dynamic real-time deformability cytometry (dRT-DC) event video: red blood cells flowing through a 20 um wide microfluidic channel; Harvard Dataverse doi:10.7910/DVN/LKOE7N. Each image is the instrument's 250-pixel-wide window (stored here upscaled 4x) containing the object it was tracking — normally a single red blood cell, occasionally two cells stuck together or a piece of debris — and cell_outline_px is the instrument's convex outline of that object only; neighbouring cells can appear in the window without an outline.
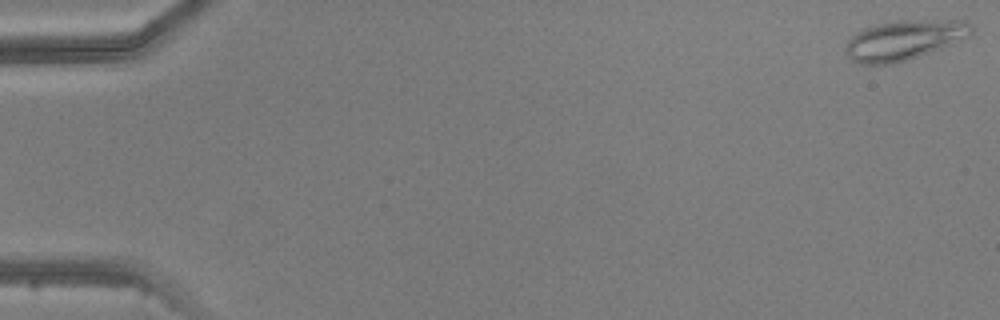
{"species": "common noctule bat (a hibernating species)", "species_latin": "Nyctalus noctula", "temperature_condition": "warm", "stored_images_in_passage": 5, "camera_frame_rate_fps": 3000, "um_per_image_px": 0.085, "animal": {"sex": "male", "body_mass_g": 20.5, "forearm_length_mm": 52.5}, "frame": {"image": 1, "passage_image": 1, "time_ms": 0.0, "image_size_px": [1000, 320], "cell_outline_px": [[972, 32], [968, 36], [940, 48], [892, 64], [860, 64], [852, 60], [844, 52], [844, 48], [848, 40], [856, 32], [864, 28], [880, 24], [900, 20], [968, 20], [972, 24]], "centroid_in_image_um": [76.82, 3.39], "position_along_channel_um": 8.2, "area_um2": 28.78}}